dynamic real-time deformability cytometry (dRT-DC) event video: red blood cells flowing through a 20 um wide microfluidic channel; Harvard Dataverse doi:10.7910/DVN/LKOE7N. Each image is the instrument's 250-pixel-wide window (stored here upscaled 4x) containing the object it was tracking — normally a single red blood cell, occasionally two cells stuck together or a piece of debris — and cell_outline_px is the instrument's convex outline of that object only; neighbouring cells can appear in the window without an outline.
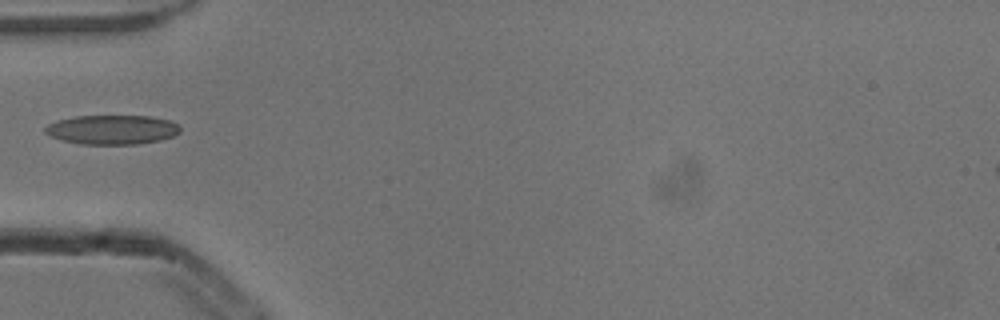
{"species": "common noctule bat (a hibernating species)", "species_latin": "Nyctalus noctula", "temperature_condition": "cold", "stored_images_in_passage": 6, "camera_frame_rate_fps": 3000, "um_per_image_px": 0.085, "animal": {"sex": "male", "body_mass_g": 13.3}, "frame": {"image": 1, "passage_image": 5, "time_ms": 1.333, "image_size_px": [1000, 320], "cell_outline_px": [[180, 132], [172, 136], [160, 140], [136, 144], [80, 144], [64, 140], [52, 136], [44, 132], [44, 128], [48, 124], [56, 120], [76, 116], [148, 116], [168, 120], [180, 124]], "centroid_in_image_um": [9.53, 11.01], "position_along_channel_um": 75.5, "area_um2": 23.0}}
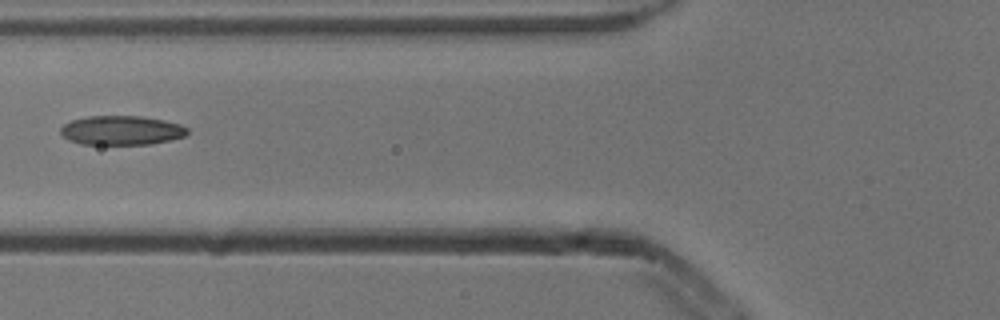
{"frame": {"image": 2, "passage_image": 6, "time_ms": 1.667, "image_size_px": [1000, 320], "cell_outline_px": [[188, 132], [184, 136], [168, 140], [148, 144], [80, 144], [64, 136], [60, 132], [60, 128], [64, 124], [72, 120], [88, 116], [144, 116], [164, 120], [180, 124], [188, 128]], "centroid_in_image_um": [10.33, 11.07], "position_along_channel_um": 115.5, "area_um2": 21.44}}